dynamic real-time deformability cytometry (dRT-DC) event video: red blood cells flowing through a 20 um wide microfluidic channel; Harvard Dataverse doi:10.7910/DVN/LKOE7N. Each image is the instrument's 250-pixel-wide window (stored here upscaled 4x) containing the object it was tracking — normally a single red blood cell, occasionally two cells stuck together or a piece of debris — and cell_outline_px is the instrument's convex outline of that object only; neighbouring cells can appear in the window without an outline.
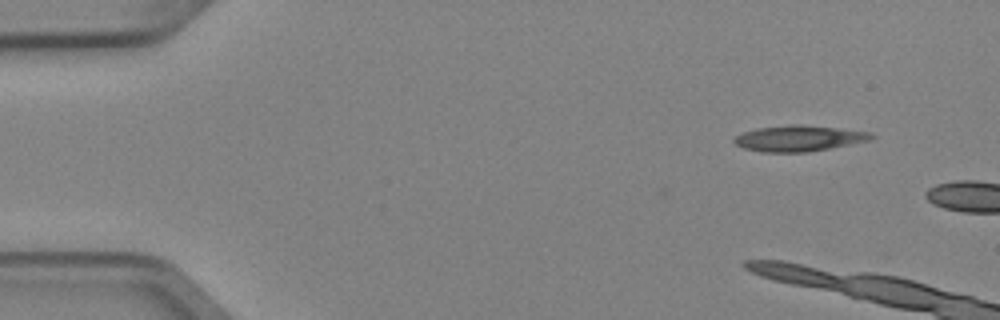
{"species": "Egyptian fruit bat (a non-hibernating species)", "species_latin": "Rousettus aegyptiacus", "temperature_condition": "cold", "stored_images_in_passage": 5, "camera_frame_rate_fps": 3000, "um_per_image_px": 0.085, "animal": {"sex": "female"}, "frame": {"image": 1, "passage_image": 1, "time_ms": 0.0, "image_size_px": [1000, 320], "cell_outline_px": [[876, 136], [872, 140], [832, 148], [808, 152], [764, 152], [744, 148], [736, 144], [732, 140], [736, 136], [744, 132], [756, 128], [788, 124], [800, 124], [836, 128], [868, 132]], "centroid_in_image_um": [67.91, 11.76], "position_along_channel_um": 17.1, "area_um2": 20.69}}